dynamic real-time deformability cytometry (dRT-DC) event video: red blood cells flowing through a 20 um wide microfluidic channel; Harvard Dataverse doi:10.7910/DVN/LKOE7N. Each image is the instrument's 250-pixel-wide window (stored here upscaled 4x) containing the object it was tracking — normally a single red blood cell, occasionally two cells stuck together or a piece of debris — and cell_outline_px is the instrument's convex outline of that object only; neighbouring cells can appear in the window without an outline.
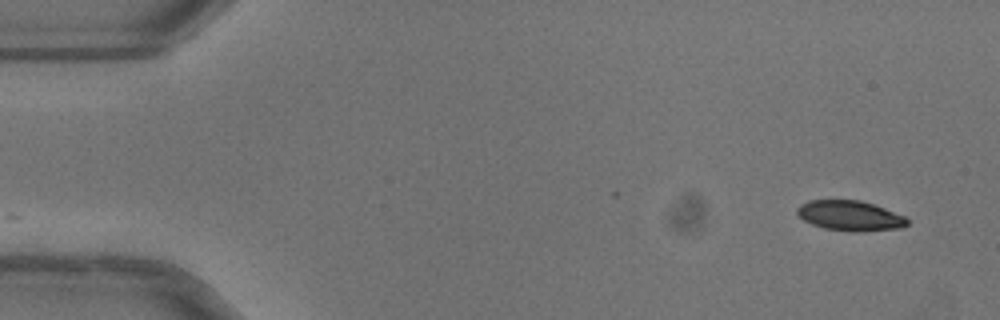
{"species": "common noctule bat (a hibernating species)", "species_latin": "Nyctalus noctula", "temperature_condition": "warm", "stored_images_in_passage": 49, "camera_frame_rate_fps": 3000, "um_per_image_px": 0.085, "animal": {"sex": "female"}, "frame": {"image": 1, "passage_image": 1, "time_ms": 0.0, "image_size_px": [1000, 320], "cell_outline_px": [[908, 224], [900, 228], [860, 232], [852, 232], [824, 228], [812, 224], [804, 220], [796, 212], [796, 208], [800, 204], [808, 200], [860, 200], [884, 208], [904, 216], [908, 220]], "centroid_in_image_um": [72.23, 18.34], "position_along_channel_um": 12.8, "area_um2": 19.31}}
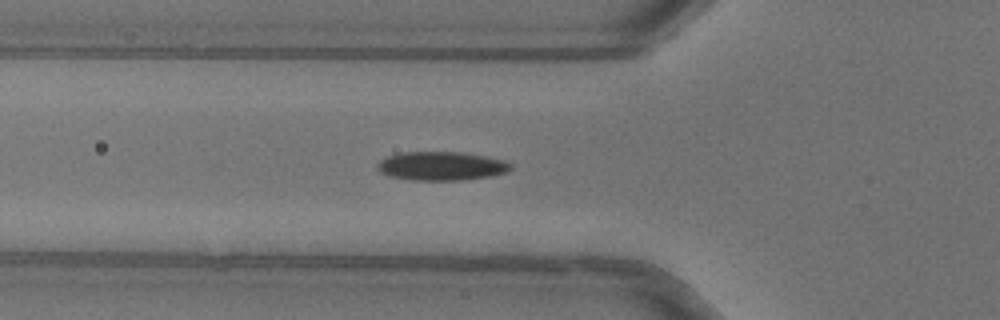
{"frame": {"image": 2, "passage_image": 16, "time_ms": 5.0, "image_size_px": [1000, 320], "cell_outline_px": [[512, 168], [504, 172], [488, 176], [464, 180], [412, 180], [388, 176], [380, 172], [376, 168], [376, 164], [380, 160], [388, 156], [400, 152], [464, 152], [504, 160], [512, 164]], "centroid_in_image_um": [37.47, 14.11], "position_along_channel_um": 88.3, "area_um2": 22.37}}
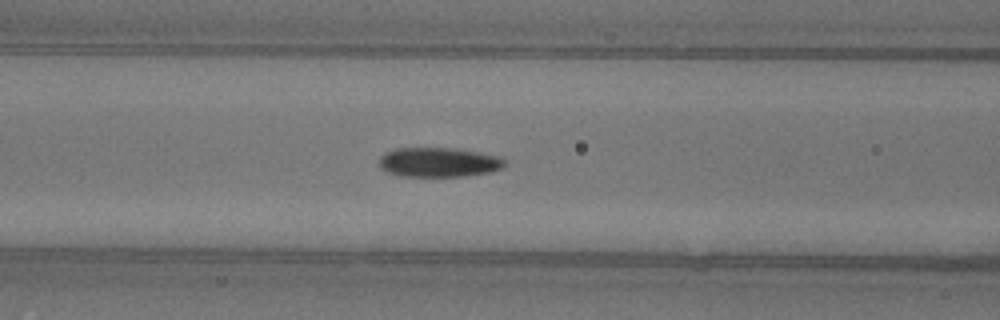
{"frame": {"image": 3, "passage_image": 19, "time_ms": 6.0, "image_size_px": [1000, 320], "cell_outline_px": [[504, 168], [492, 172], [464, 176], [400, 176], [388, 172], [380, 168], [380, 156], [384, 152], [396, 148], [456, 148], [504, 156]], "centroid_in_image_um": [37.33, 13.78], "position_along_channel_um": 129.3, "area_um2": 21.91}, "authors_computed_cell_mechanics": {"area_um2": 21.5016, "velocity_mm_per_s": 4.0378, "shape_relaxation_time_tau1_ms": 5.7619, "shape_relaxation_time_tau2_ms": 2.3525, "deformation_change_tau1": 0.1788, "deformation_change_tau2": 0.0611}}